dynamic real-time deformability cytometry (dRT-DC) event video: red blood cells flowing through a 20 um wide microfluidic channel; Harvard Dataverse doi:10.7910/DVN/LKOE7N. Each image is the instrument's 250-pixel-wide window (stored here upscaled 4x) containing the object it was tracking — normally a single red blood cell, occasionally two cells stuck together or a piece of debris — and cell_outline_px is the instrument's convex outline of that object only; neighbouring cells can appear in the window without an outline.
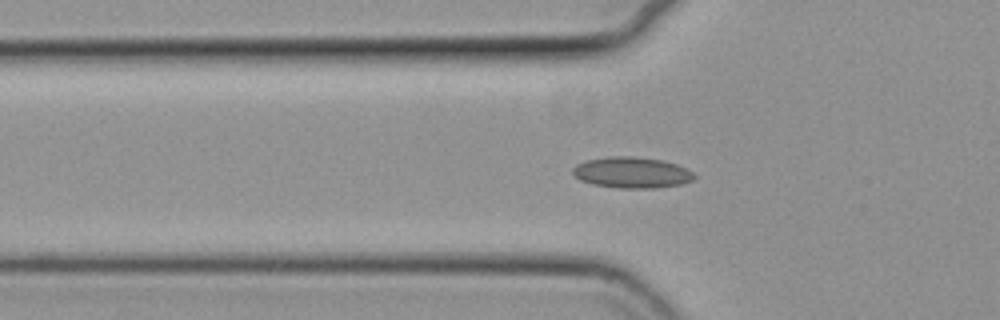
{"species": "common noctule bat (a hibernating species)", "species_latin": "Nyctalus noctula", "temperature_condition": "cold", "stored_images_in_passage": 57, "camera_frame_rate_fps": 3000, "um_per_image_px": 0.085, "animal": {"sex": "female", "body_mass_g": 19.3, "forearm_length_mm": 54.1}, "frame": {"image": 1, "passage_image": 19, "time_ms": 6.0, "image_size_px": [1000, 320], "cell_outline_px": [[696, 176], [692, 180], [680, 184], [656, 188], [620, 188], [592, 184], [580, 180], [572, 172], [572, 168], [576, 164], [588, 160], [608, 156], [632, 156], [664, 160], [688, 168]], "centroid_in_image_um": [53.71, 14.66], "position_along_channel_um": 72.1, "area_um2": 22.02}}
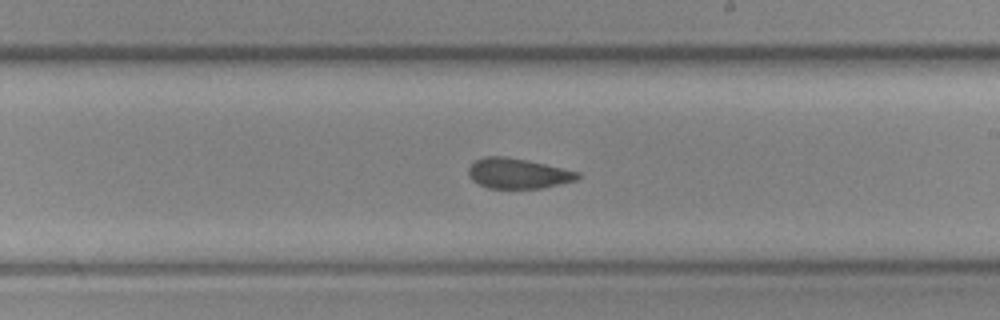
{"frame": {"image": 2, "passage_image": 33, "time_ms": 10.667, "image_size_px": [1000, 320], "cell_outline_px": [[580, 176], [576, 180], [544, 188], [488, 188], [472, 180], [468, 176], [468, 168], [476, 160], [484, 156], [504, 156], [544, 164], [580, 172]], "centroid_in_image_um": [44.01, 14.75], "position_along_channel_um": 245.0, "area_um2": 19.07}}
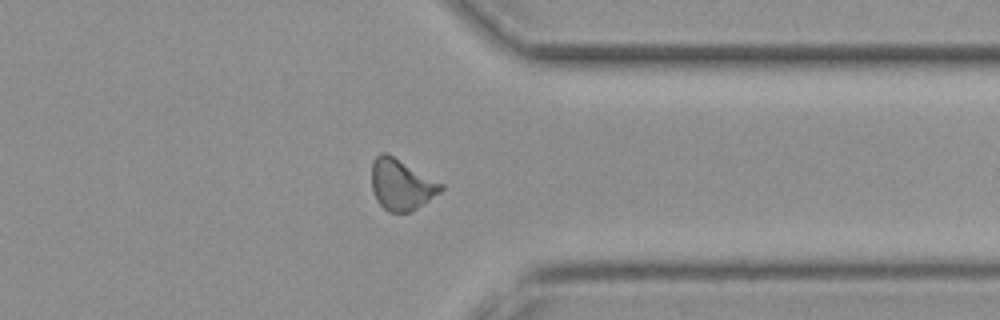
{"frame": {"image": 3, "passage_image": 44, "time_ms": 14.333, "image_size_px": [1000, 320], "cell_outline_px": [[444, 188], [440, 192], [424, 204], [408, 212], [388, 212], [376, 200], [372, 192], [372, 160], [380, 152], [384, 152], [392, 156], [444, 184]], "centroid_in_image_um": [34.1, 15.7], "position_along_channel_um": 377.3, "area_um2": 20.4}, "authors_computed_cell_mechanics": {"area_um2": 20.5768, "velocity_mm_per_s": 3.7113, "shape_relaxation_time_tau1_ms": 9.1672, "shape_relaxation_time_tau2_ms": 2.8523, "deformation_change_tau1": 0.131, "deformation_change_tau2": 0.0572}}